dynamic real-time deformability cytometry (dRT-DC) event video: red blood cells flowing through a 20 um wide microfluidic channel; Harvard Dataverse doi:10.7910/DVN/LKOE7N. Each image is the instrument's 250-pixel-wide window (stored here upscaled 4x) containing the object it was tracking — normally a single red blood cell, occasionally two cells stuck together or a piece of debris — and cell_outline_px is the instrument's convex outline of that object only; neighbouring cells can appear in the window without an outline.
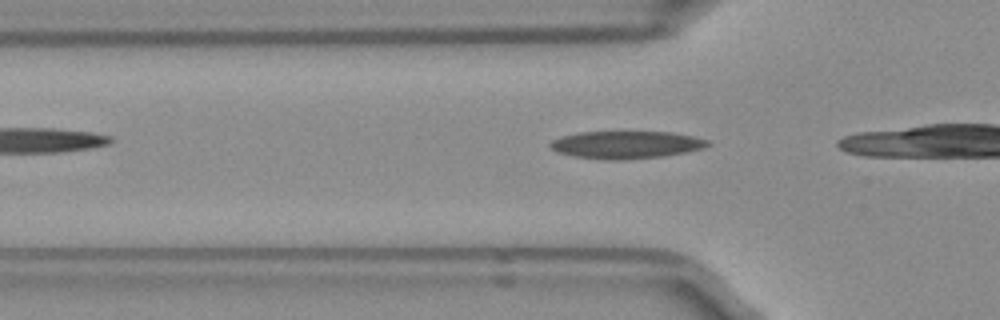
{"species": "Egyptian fruit bat (a non-hibernating species)", "species_latin": "Rousettus aegyptiacus", "temperature_condition": "room temperature", "stored_images_in_passage": 12, "camera_frame_rate_fps": 3000, "um_per_image_px": 0.085, "frame": {"image": 1, "passage_image": 4, "time_ms": 1.0, "image_size_px": [1000, 320], "cell_outline_px": [[712, 144], [704, 148], [664, 156], [624, 160], [604, 160], [572, 156], [556, 152], [548, 144], [552, 140], [564, 136], [580, 132], [668, 132], [692, 136], [708, 140]], "centroid_in_image_um": [53.21, 12.31], "position_along_channel_um": 72.6, "area_um2": 25.26}}